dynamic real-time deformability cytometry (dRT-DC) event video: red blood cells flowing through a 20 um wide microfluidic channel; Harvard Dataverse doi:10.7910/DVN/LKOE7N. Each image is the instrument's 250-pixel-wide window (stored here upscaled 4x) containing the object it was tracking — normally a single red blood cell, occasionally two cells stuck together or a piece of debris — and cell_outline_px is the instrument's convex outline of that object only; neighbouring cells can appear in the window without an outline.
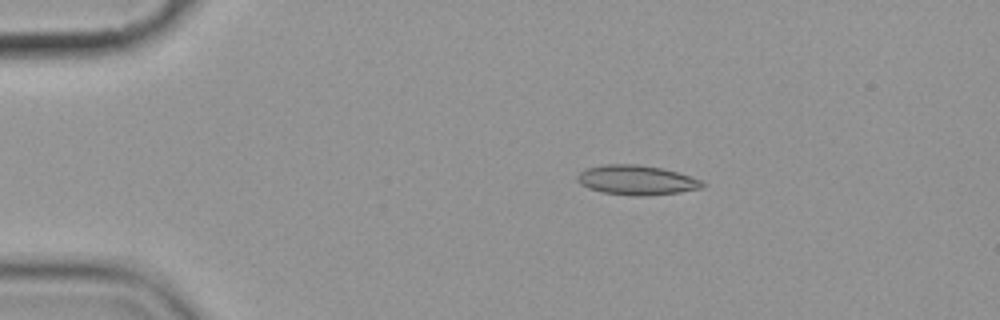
{"species": "common noctule bat (a hibernating species)", "species_latin": "Nyctalus noctula", "temperature_condition": "cold", "stored_images_in_passage": 6, "camera_frame_rate_fps": 3000, "um_per_image_px": 0.085, "animal": {"sex": "female", "body_mass_g": 19.9}, "frame": {"image": 1, "passage_image": 3, "time_ms": 2.333, "image_size_px": [1000, 320], "cell_outline_px": [[704, 184], [700, 188], [680, 192], [644, 196], [632, 196], [600, 192], [588, 188], [580, 184], [576, 180], [576, 176], [580, 172], [588, 168], [604, 164], [636, 164], [664, 168], [700, 180]], "centroid_in_image_um": [54.05, 15.31], "position_along_channel_um": 31.0, "area_um2": 21.56}}
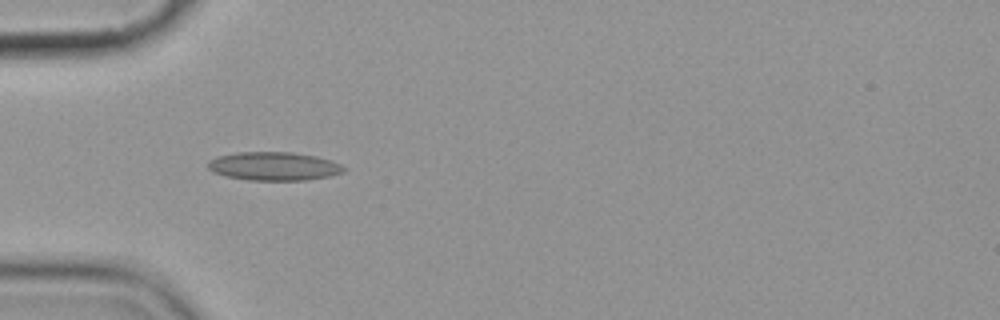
{"frame": {"image": 2, "passage_image": 5, "time_ms": 4.667, "image_size_px": [1000, 320], "cell_outline_px": [[344, 172], [332, 176], [308, 180], [248, 180], [224, 176], [212, 172], [208, 168], [208, 160], [216, 156], [240, 152], [292, 152], [316, 156], [340, 164], [344, 168]], "centroid_in_image_um": [23.25, 14.13], "position_along_channel_um": 61.8, "area_um2": 22.66}}
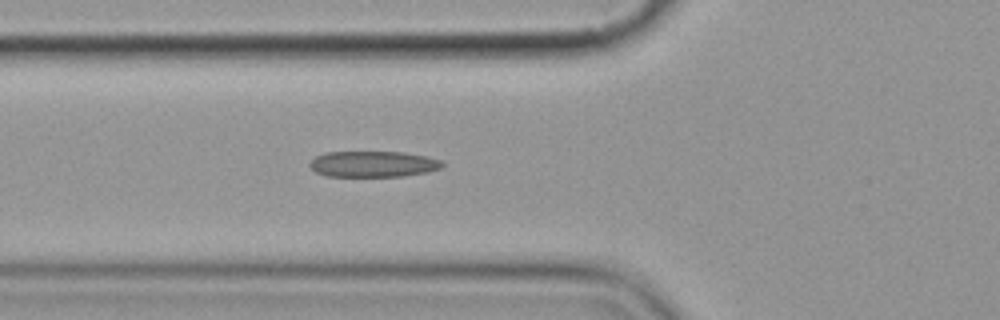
{"frame": {"image": 3, "passage_image": 6, "time_ms": 5.667, "image_size_px": [1000, 320], "cell_outline_px": [[444, 164], [440, 168], [428, 172], [404, 176], [328, 176], [316, 172], [308, 164], [316, 156], [324, 152], [404, 152], [428, 156], [444, 160]], "centroid_in_image_um": [31.77, 13.94], "position_along_channel_um": 94.0, "area_um2": 20.17}}